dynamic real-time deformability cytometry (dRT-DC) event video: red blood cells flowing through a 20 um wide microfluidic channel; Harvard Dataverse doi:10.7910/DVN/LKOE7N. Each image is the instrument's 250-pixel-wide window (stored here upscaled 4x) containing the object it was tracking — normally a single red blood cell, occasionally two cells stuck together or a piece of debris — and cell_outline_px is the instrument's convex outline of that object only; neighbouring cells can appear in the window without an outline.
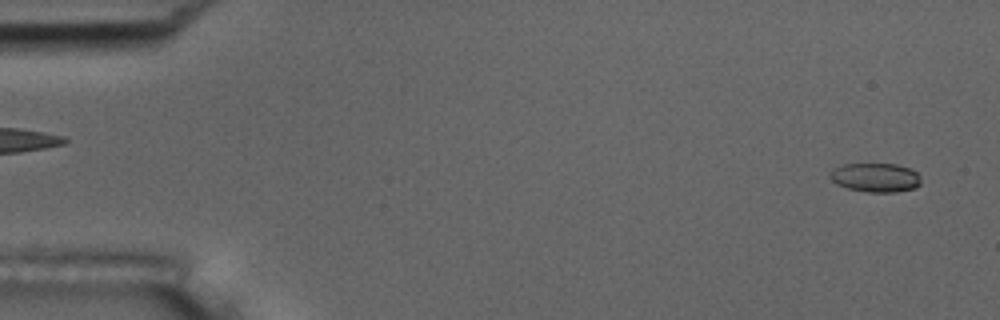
{"species": "common noctule bat (a hibernating species)", "species_latin": "Nyctalus noctula", "temperature_condition": "room temperature", "stored_images_in_passage": 54, "camera_frame_rate_fps": 3000, "um_per_image_px": 0.085, "animal": {"sex": "male", "body_mass_g": 17.5, "forearm_length_mm": 52.3}, "frame": {"image": 1, "passage_image": 2, "time_ms": 0.333, "image_size_px": [1000, 320], "cell_outline_px": [[920, 184], [916, 188], [896, 192], [868, 192], [848, 188], [836, 184], [828, 176], [828, 172], [832, 168], [844, 164], [896, 164], [912, 168], [920, 176]], "centroid_in_image_um": [74.41, 15.08], "position_along_channel_um": 10.6, "area_um2": 15.61}}
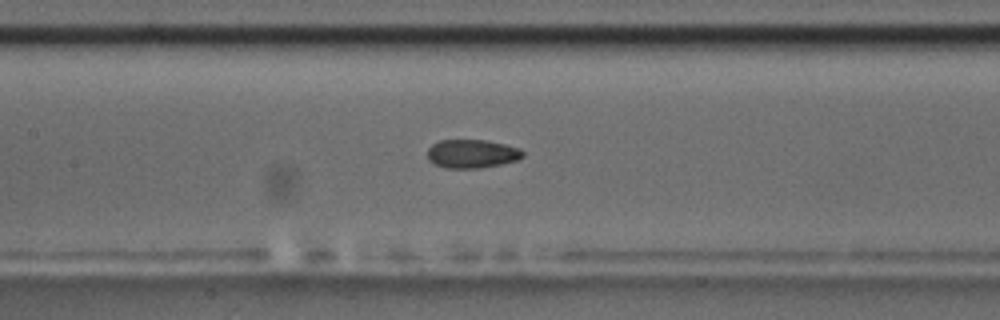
{"frame": {"image": 2, "passage_image": 25, "time_ms": 8.0, "image_size_px": [1000, 320], "cell_outline_px": [[524, 156], [516, 160], [500, 164], [480, 168], [448, 168], [436, 164], [428, 160], [428, 148], [432, 144], [440, 140], [484, 140], [504, 144], [520, 148], [524, 152]], "centroid_in_image_um": [40.12, 13.06], "position_along_channel_um": 167.3, "area_um2": 15.78}}
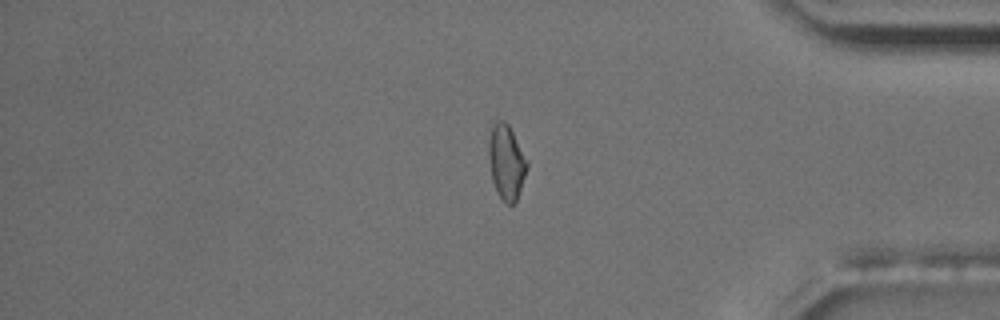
{"frame": {"image": 3, "passage_image": 45, "time_ms": 14.667, "image_size_px": [1000, 320], "cell_outline_px": [[528, 168], [516, 200], [512, 204], [504, 204], [496, 192], [492, 180], [488, 156], [488, 124], [496, 120], [504, 120], [508, 124], [528, 160]], "centroid_in_image_um": [43.0, 13.72], "position_along_channel_um": 392.2, "area_um2": 17.22}, "authors_computed_cell_mechanics": {"area_um2": 16.1262, "velocity_mm_per_s": 3.7301, "shape_relaxation_time_tau1_ms": 6.8278, "shape_relaxation_time_tau2_ms": 1.7862, "deformation_change_tau1": 0.1758, "deformation_change_tau2": 0.0604}}